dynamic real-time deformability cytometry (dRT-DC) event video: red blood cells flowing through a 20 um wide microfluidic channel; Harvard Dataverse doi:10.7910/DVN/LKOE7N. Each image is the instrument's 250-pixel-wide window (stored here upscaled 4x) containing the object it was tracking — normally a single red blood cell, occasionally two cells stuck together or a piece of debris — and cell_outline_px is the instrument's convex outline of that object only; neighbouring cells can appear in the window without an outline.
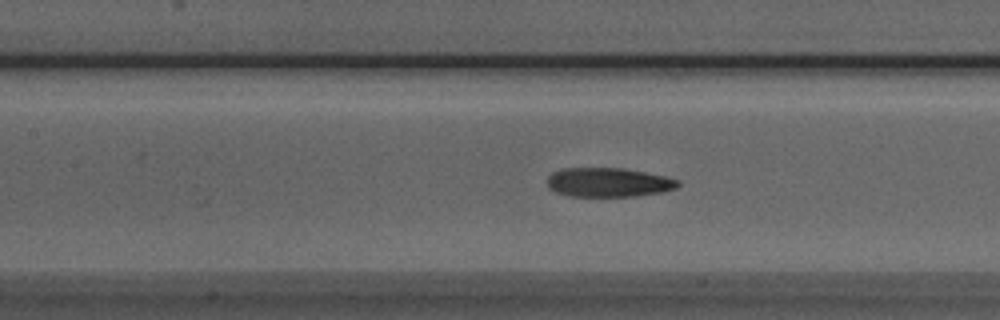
{"species": "Egyptian fruit bat (a non-hibernating species)", "species_latin": "Rousettus aegyptiacus", "temperature_condition": "room temperature", "stored_images_in_passage": 51, "camera_frame_rate_fps": 3000, "um_per_image_px": 0.085, "animal": {"sex": "male"}, "frame": {"image": 1, "passage_image": 22, "time_ms": 7.0, "image_size_px": [1000, 320], "cell_outline_px": [[680, 184], [676, 188], [664, 192], [636, 196], [568, 196], [556, 192], [548, 188], [548, 176], [552, 172], [564, 168], [624, 168], [664, 176], [680, 180]], "centroid_in_image_um": [51.72, 15.5], "position_along_channel_um": 155.7, "area_um2": 22.31}}
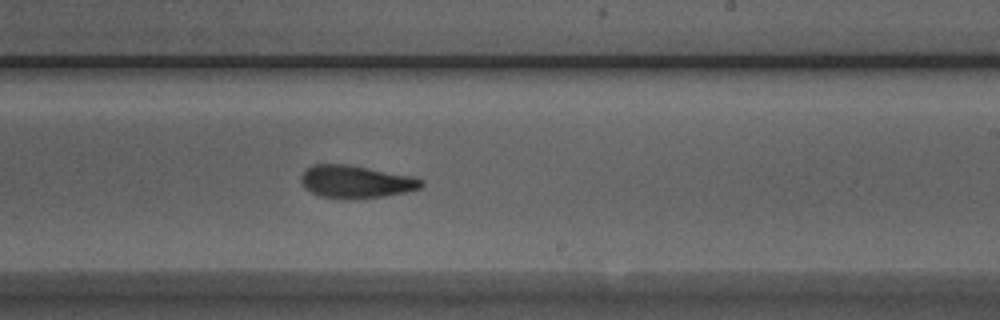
{"frame": {"image": 2, "passage_image": 30, "time_ms": 9.667, "image_size_px": [1000, 320], "cell_outline_px": [[424, 184], [420, 188], [408, 192], [384, 196], [320, 196], [304, 188], [300, 180], [300, 176], [312, 164], [348, 164], [412, 176], [424, 180]], "centroid_in_image_um": [30.27, 15.4], "position_along_channel_um": 258.7, "area_um2": 22.2}}
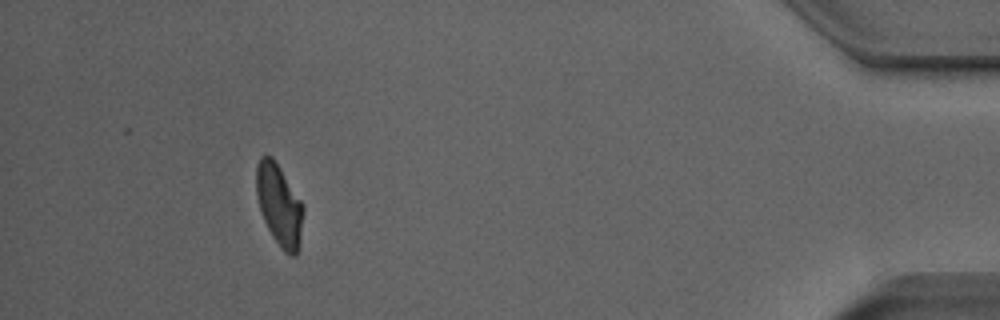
{"frame": {"image": 3, "passage_image": 47, "time_ms": 15.333, "image_size_px": [1000, 320], "cell_outline_px": [[304, 212], [300, 248], [296, 256], [292, 256], [284, 252], [280, 248], [272, 236], [260, 212], [256, 196], [256, 164], [260, 156], [272, 156], [304, 204]], "centroid_in_image_um": [23.75, 17.46], "position_along_channel_um": 411.5, "area_um2": 22.77}, "authors_computed_cell_mechanics": {"area_um2": 22.831, "velocity_mm_per_s": 3.8787, "shape_relaxation_time_tau1_ms": 7.3519, "shape_relaxation_time_tau2_ms": 2.688, "deformation_change_tau1": 0.2128, "deformation_change_tau2": 0.1025}}